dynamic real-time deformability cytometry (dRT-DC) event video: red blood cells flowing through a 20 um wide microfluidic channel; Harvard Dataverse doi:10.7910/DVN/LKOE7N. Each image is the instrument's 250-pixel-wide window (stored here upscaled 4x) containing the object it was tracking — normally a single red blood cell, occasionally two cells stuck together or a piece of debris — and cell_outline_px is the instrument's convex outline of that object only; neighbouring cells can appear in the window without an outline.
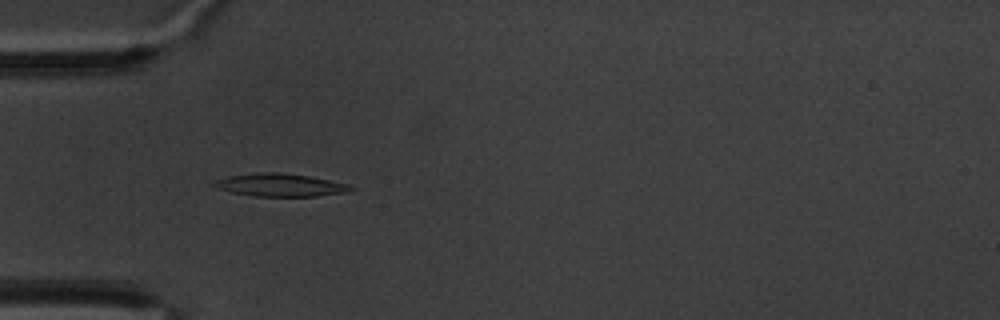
{"species": "common noctule bat (a hibernating species)", "species_latin": "Nyctalus noctula", "temperature_condition": "warm", "stored_images_in_passage": 4, "camera_frame_rate_fps": 3000, "um_per_image_px": 0.085, "animal": {"sex": "male", "body_mass_g": 20.1, "forearm_length_mm": 53.5}, "frame": {"image": 1, "passage_image": 2, "time_ms": 0.333, "image_size_px": [1000, 320], "cell_outline_px": [[356, 188], [344, 192], [316, 196], [252, 196], [232, 192], [216, 188], [208, 184], [216, 180], [228, 176], [256, 172], [280, 172], [308, 176], [348, 184]], "centroid_in_image_um": [23.73, 15.72], "position_along_channel_um": 61.3, "area_um2": 18.15}}